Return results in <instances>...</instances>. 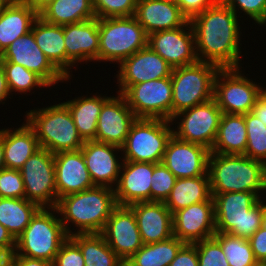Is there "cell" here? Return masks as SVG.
I'll return each instance as SVG.
<instances>
[{
    "label": "cell",
    "instance_id": "6da1fadb",
    "mask_svg": "<svg viewBox=\"0 0 266 266\" xmlns=\"http://www.w3.org/2000/svg\"><path fill=\"white\" fill-rule=\"evenodd\" d=\"M237 17L229 6L218 0L189 20L198 61L213 63L220 68H239L241 51Z\"/></svg>",
    "mask_w": 266,
    "mask_h": 266
},
{
    "label": "cell",
    "instance_id": "7a4b0ae2",
    "mask_svg": "<svg viewBox=\"0 0 266 266\" xmlns=\"http://www.w3.org/2000/svg\"><path fill=\"white\" fill-rule=\"evenodd\" d=\"M118 206L114 188L95 186L66 195L58 200L56 209L68 236L74 234L68 227L72 222L79 234L101 233L113 210Z\"/></svg>",
    "mask_w": 266,
    "mask_h": 266
},
{
    "label": "cell",
    "instance_id": "3957f363",
    "mask_svg": "<svg viewBox=\"0 0 266 266\" xmlns=\"http://www.w3.org/2000/svg\"><path fill=\"white\" fill-rule=\"evenodd\" d=\"M208 175L212 194L266 190V164L246 155L210 153Z\"/></svg>",
    "mask_w": 266,
    "mask_h": 266
},
{
    "label": "cell",
    "instance_id": "277c9868",
    "mask_svg": "<svg viewBox=\"0 0 266 266\" xmlns=\"http://www.w3.org/2000/svg\"><path fill=\"white\" fill-rule=\"evenodd\" d=\"M251 192L212 194L215 232L249 239L260 227L265 212L261 196Z\"/></svg>",
    "mask_w": 266,
    "mask_h": 266
},
{
    "label": "cell",
    "instance_id": "5b68a950",
    "mask_svg": "<svg viewBox=\"0 0 266 266\" xmlns=\"http://www.w3.org/2000/svg\"><path fill=\"white\" fill-rule=\"evenodd\" d=\"M26 116V122L34 130L40 148L55 154L77 151L84 145L71 112L64 103L31 110Z\"/></svg>",
    "mask_w": 266,
    "mask_h": 266
},
{
    "label": "cell",
    "instance_id": "8992f818",
    "mask_svg": "<svg viewBox=\"0 0 266 266\" xmlns=\"http://www.w3.org/2000/svg\"><path fill=\"white\" fill-rule=\"evenodd\" d=\"M54 212H57L56 207H41L36 212L16 238L15 254L51 263L54 261L62 243L69 237Z\"/></svg>",
    "mask_w": 266,
    "mask_h": 266
},
{
    "label": "cell",
    "instance_id": "52a82bcc",
    "mask_svg": "<svg viewBox=\"0 0 266 266\" xmlns=\"http://www.w3.org/2000/svg\"><path fill=\"white\" fill-rule=\"evenodd\" d=\"M220 67L213 63H196L173 68L172 117L181 111L203 104L214 97V82Z\"/></svg>",
    "mask_w": 266,
    "mask_h": 266
},
{
    "label": "cell",
    "instance_id": "ba28073f",
    "mask_svg": "<svg viewBox=\"0 0 266 266\" xmlns=\"http://www.w3.org/2000/svg\"><path fill=\"white\" fill-rule=\"evenodd\" d=\"M98 61L121 63L147 46L148 35L133 16L98 19Z\"/></svg>",
    "mask_w": 266,
    "mask_h": 266
},
{
    "label": "cell",
    "instance_id": "9c48e42d",
    "mask_svg": "<svg viewBox=\"0 0 266 266\" xmlns=\"http://www.w3.org/2000/svg\"><path fill=\"white\" fill-rule=\"evenodd\" d=\"M170 120L137 118L121 147L124 160L161 163L168 140L173 135Z\"/></svg>",
    "mask_w": 266,
    "mask_h": 266
},
{
    "label": "cell",
    "instance_id": "30bf717a",
    "mask_svg": "<svg viewBox=\"0 0 266 266\" xmlns=\"http://www.w3.org/2000/svg\"><path fill=\"white\" fill-rule=\"evenodd\" d=\"M240 68H220L214 82V97L222 113L244 115L252 112L261 88L242 76Z\"/></svg>",
    "mask_w": 266,
    "mask_h": 266
},
{
    "label": "cell",
    "instance_id": "8fae6325",
    "mask_svg": "<svg viewBox=\"0 0 266 266\" xmlns=\"http://www.w3.org/2000/svg\"><path fill=\"white\" fill-rule=\"evenodd\" d=\"M122 95L136 118L172 120L171 77L129 86Z\"/></svg>",
    "mask_w": 266,
    "mask_h": 266
},
{
    "label": "cell",
    "instance_id": "7c38bea8",
    "mask_svg": "<svg viewBox=\"0 0 266 266\" xmlns=\"http://www.w3.org/2000/svg\"><path fill=\"white\" fill-rule=\"evenodd\" d=\"M25 187V198L40 207H56L54 154L40 148L20 169Z\"/></svg>",
    "mask_w": 266,
    "mask_h": 266
},
{
    "label": "cell",
    "instance_id": "4fadbf2b",
    "mask_svg": "<svg viewBox=\"0 0 266 266\" xmlns=\"http://www.w3.org/2000/svg\"><path fill=\"white\" fill-rule=\"evenodd\" d=\"M221 115L222 111L214 99L181 111L172 117L171 122L175 118H182L177 131L173 129V135L211 150L217 136Z\"/></svg>",
    "mask_w": 266,
    "mask_h": 266
},
{
    "label": "cell",
    "instance_id": "5bb4252c",
    "mask_svg": "<svg viewBox=\"0 0 266 266\" xmlns=\"http://www.w3.org/2000/svg\"><path fill=\"white\" fill-rule=\"evenodd\" d=\"M147 45L173 68L198 61L196 49L193 46L195 37L190 21L182 27L149 34Z\"/></svg>",
    "mask_w": 266,
    "mask_h": 266
},
{
    "label": "cell",
    "instance_id": "9a60e30c",
    "mask_svg": "<svg viewBox=\"0 0 266 266\" xmlns=\"http://www.w3.org/2000/svg\"><path fill=\"white\" fill-rule=\"evenodd\" d=\"M100 234L124 263L144 245L136 216L129 206L118 205Z\"/></svg>",
    "mask_w": 266,
    "mask_h": 266
},
{
    "label": "cell",
    "instance_id": "2e32d148",
    "mask_svg": "<svg viewBox=\"0 0 266 266\" xmlns=\"http://www.w3.org/2000/svg\"><path fill=\"white\" fill-rule=\"evenodd\" d=\"M210 153L211 150L205 146L184 141L172 135L167 142L162 163L176 178L209 176Z\"/></svg>",
    "mask_w": 266,
    "mask_h": 266
},
{
    "label": "cell",
    "instance_id": "e0dca14e",
    "mask_svg": "<svg viewBox=\"0 0 266 266\" xmlns=\"http://www.w3.org/2000/svg\"><path fill=\"white\" fill-rule=\"evenodd\" d=\"M117 74L118 93L122 94L129 86L145 81L171 77L173 67L148 45L124 59Z\"/></svg>",
    "mask_w": 266,
    "mask_h": 266
},
{
    "label": "cell",
    "instance_id": "ac0fdd59",
    "mask_svg": "<svg viewBox=\"0 0 266 266\" xmlns=\"http://www.w3.org/2000/svg\"><path fill=\"white\" fill-rule=\"evenodd\" d=\"M0 62L22 65L39 75L49 86L67 81L38 47L31 31L13 41L0 55Z\"/></svg>",
    "mask_w": 266,
    "mask_h": 266
},
{
    "label": "cell",
    "instance_id": "d6986e66",
    "mask_svg": "<svg viewBox=\"0 0 266 266\" xmlns=\"http://www.w3.org/2000/svg\"><path fill=\"white\" fill-rule=\"evenodd\" d=\"M215 234L214 201L192 204L173 214V236L184 243L194 244Z\"/></svg>",
    "mask_w": 266,
    "mask_h": 266
},
{
    "label": "cell",
    "instance_id": "ffe728a7",
    "mask_svg": "<svg viewBox=\"0 0 266 266\" xmlns=\"http://www.w3.org/2000/svg\"><path fill=\"white\" fill-rule=\"evenodd\" d=\"M136 116L120 93L103 104L98 117L95 141L122 147Z\"/></svg>",
    "mask_w": 266,
    "mask_h": 266
},
{
    "label": "cell",
    "instance_id": "44dd1931",
    "mask_svg": "<svg viewBox=\"0 0 266 266\" xmlns=\"http://www.w3.org/2000/svg\"><path fill=\"white\" fill-rule=\"evenodd\" d=\"M64 44L66 46V79L70 80L69 70L71 68L69 67H73L77 62L98 61V18L64 25Z\"/></svg>",
    "mask_w": 266,
    "mask_h": 266
},
{
    "label": "cell",
    "instance_id": "7402d4cb",
    "mask_svg": "<svg viewBox=\"0 0 266 266\" xmlns=\"http://www.w3.org/2000/svg\"><path fill=\"white\" fill-rule=\"evenodd\" d=\"M122 162L123 170H120L119 180L114 189L117 204L129 206L136 202L151 201L154 163Z\"/></svg>",
    "mask_w": 266,
    "mask_h": 266
},
{
    "label": "cell",
    "instance_id": "603a6c76",
    "mask_svg": "<svg viewBox=\"0 0 266 266\" xmlns=\"http://www.w3.org/2000/svg\"><path fill=\"white\" fill-rule=\"evenodd\" d=\"M54 164L57 203L66 195L95 187L81 149L55 153Z\"/></svg>",
    "mask_w": 266,
    "mask_h": 266
},
{
    "label": "cell",
    "instance_id": "cb8c5ba5",
    "mask_svg": "<svg viewBox=\"0 0 266 266\" xmlns=\"http://www.w3.org/2000/svg\"><path fill=\"white\" fill-rule=\"evenodd\" d=\"M119 150L121 148L118 146L95 140L84 142L81 151L95 186L114 188L117 185L122 163H119L114 152Z\"/></svg>",
    "mask_w": 266,
    "mask_h": 266
},
{
    "label": "cell",
    "instance_id": "d4e9b609",
    "mask_svg": "<svg viewBox=\"0 0 266 266\" xmlns=\"http://www.w3.org/2000/svg\"><path fill=\"white\" fill-rule=\"evenodd\" d=\"M133 210L144 244L157 243L173 236V214L164 202H136Z\"/></svg>",
    "mask_w": 266,
    "mask_h": 266
},
{
    "label": "cell",
    "instance_id": "484cf974",
    "mask_svg": "<svg viewBox=\"0 0 266 266\" xmlns=\"http://www.w3.org/2000/svg\"><path fill=\"white\" fill-rule=\"evenodd\" d=\"M134 17L147 35L182 27L189 21L175 0H137Z\"/></svg>",
    "mask_w": 266,
    "mask_h": 266
},
{
    "label": "cell",
    "instance_id": "4316f807",
    "mask_svg": "<svg viewBox=\"0 0 266 266\" xmlns=\"http://www.w3.org/2000/svg\"><path fill=\"white\" fill-rule=\"evenodd\" d=\"M38 14L24 1L17 0L13 5L0 11V55L17 38L31 31Z\"/></svg>",
    "mask_w": 266,
    "mask_h": 266
},
{
    "label": "cell",
    "instance_id": "83f0119b",
    "mask_svg": "<svg viewBox=\"0 0 266 266\" xmlns=\"http://www.w3.org/2000/svg\"><path fill=\"white\" fill-rule=\"evenodd\" d=\"M5 167L20 170L23 164L40 149L34 130L27 124L15 129H3Z\"/></svg>",
    "mask_w": 266,
    "mask_h": 266
},
{
    "label": "cell",
    "instance_id": "f1b7e54d",
    "mask_svg": "<svg viewBox=\"0 0 266 266\" xmlns=\"http://www.w3.org/2000/svg\"><path fill=\"white\" fill-rule=\"evenodd\" d=\"M38 47L51 64L66 78L64 25H54L38 17L31 28Z\"/></svg>",
    "mask_w": 266,
    "mask_h": 266
},
{
    "label": "cell",
    "instance_id": "f546056e",
    "mask_svg": "<svg viewBox=\"0 0 266 266\" xmlns=\"http://www.w3.org/2000/svg\"><path fill=\"white\" fill-rule=\"evenodd\" d=\"M247 133L244 115L222 113L211 153L244 155Z\"/></svg>",
    "mask_w": 266,
    "mask_h": 266
},
{
    "label": "cell",
    "instance_id": "4dcf8cb0",
    "mask_svg": "<svg viewBox=\"0 0 266 266\" xmlns=\"http://www.w3.org/2000/svg\"><path fill=\"white\" fill-rule=\"evenodd\" d=\"M214 201L209 176L177 178L169 197L164 202L172 214L192 204Z\"/></svg>",
    "mask_w": 266,
    "mask_h": 266
},
{
    "label": "cell",
    "instance_id": "1f68e13d",
    "mask_svg": "<svg viewBox=\"0 0 266 266\" xmlns=\"http://www.w3.org/2000/svg\"><path fill=\"white\" fill-rule=\"evenodd\" d=\"M80 98V99H79ZM64 104L68 107L83 141L95 140L98 117L103 104L110 98L105 96L79 97Z\"/></svg>",
    "mask_w": 266,
    "mask_h": 266
},
{
    "label": "cell",
    "instance_id": "d6a6232c",
    "mask_svg": "<svg viewBox=\"0 0 266 266\" xmlns=\"http://www.w3.org/2000/svg\"><path fill=\"white\" fill-rule=\"evenodd\" d=\"M38 16L47 23L62 26L96 18L92 0H54Z\"/></svg>",
    "mask_w": 266,
    "mask_h": 266
},
{
    "label": "cell",
    "instance_id": "836d02e7",
    "mask_svg": "<svg viewBox=\"0 0 266 266\" xmlns=\"http://www.w3.org/2000/svg\"><path fill=\"white\" fill-rule=\"evenodd\" d=\"M69 237L79 246L85 266H124L100 233H74Z\"/></svg>",
    "mask_w": 266,
    "mask_h": 266
},
{
    "label": "cell",
    "instance_id": "e575fe53",
    "mask_svg": "<svg viewBox=\"0 0 266 266\" xmlns=\"http://www.w3.org/2000/svg\"><path fill=\"white\" fill-rule=\"evenodd\" d=\"M40 208L26 198H0V223L16 239Z\"/></svg>",
    "mask_w": 266,
    "mask_h": 266
},
{
    "label": "cell",
    "instance_id": "d590c367",
    "mask_svg": "<svg viewBox=\"0 0 266 266\" xmlns=\"http://www.w3.org/2000/svg\"><path fill=\"white\" fill-rule=\"evenodd\" d=\"M184 244L175 236L157 243L144 244L124 266H169Z\"/></svg>",
    "mask_w": 266,
    "mask_h": 266
},
{
    "label": "cell",
    "instance_id": "8d00e7d4",
    "mask_svg": "<svg viewBox=\"0 0 266 266\" xmlns=\"http://www.w3.org/2000/svg\"><path fill=\"white\" fill-rule=\"evenodd\" d=\"M213 237L220 243L230 266H253L257 262L248 239L228 233H216Z\"/></svg>",
    "mask_w": 266,
    "mask_h": 266
},
{
    "label": "cell",
    "instance_id": "74e56055",
    "mask_svg": "<svg viewBox=\"0 0 266 266\" xmlns=\"http://www.w3.org/2000/svg\"><path fill=\"white\" fill-rule=\"evenodd\" d=\"M247 145L244 155L266 164V125L253 113L244 114Z\"/></svg>",
    "mask_w": 266,
    "mask_h": 266
},
{
    "label": "cell",
    "instance_id": "f35d334b",
    "mask_svg": "<svg viewBox=\"0 0 266 266\" xmlns=\"http://www.w3.org/2000/svg\"><path fill=\"white\" fill-rule=\"evenodd\" d=\"M5 72L8 88L12 91L24 93L30 92L33 87L49 85L36 73L26 69L22 65L12 62H0Z\"/></svg>",
    "mask_w": 266,
    "mask_h": 266
},
{
    "label": "cell",
    "instance_id": "ab89813d",
    "mask_svg": "<svg viewBox=\"0 0 266 266\" xmlns=\"http://www.w3.org/2000/svg\"><path fill=\"white\" fill-rule=\"evenodd\" d=\"M151 186V201L165 202L169 197L177 178L161 162L154 164Z\"/></svg>",
    "mask_w": 266,
    "mask_h": 266
},
{
    "label": "cell",
    "instance_id": "60d3db41",
    "mask_svg": "<svg viewBox=\"0 0 266 266\" xmlns=\"http://www.w3.org/2000/svg\"><path fill=\"white\" fill-rule=\"evenodd\" d=\"M96 18L133 16L137 0H92Z\"/></svg>",
    "mask_w": 266,
    "mask_h": 266
},
{
    "label": "cell",
    "instance_id": "b9f144b4",
    "mask_svg": "<svg viewBox=\"0 0 266 266\" xmlns=\"http://www.w3.org/2000/svg\"><path fill=\"white\" fill-rule=\"evenodd\" d=\"M198 266H230L220 243L210 237L196 242Z\"/></svg>",
    "mask_w": 266,
    "mask_h": 266
},
{
    "label": "cell",
    "instance_id": "7bdbcfd3",
    "mask_svg": "<svg viewBox=\"0 0 266 266\" xmlns=\"http://www.w3.org/2000/svg\"><path fill=\"white\" fill-rule=\"evenodd\" d=\"M0 198H25L20 170L4 168L0 171Z\"/></svg>",
    "mask_w": 266,
    "mask_h": 266
},
{
    "label": "cell",
    "instance_id": "ee69618b",
    "mask_svg": "<svg viewBox=\"0 0 266 266\" xmlns=\"http://www.w3.org/2000/svg\"><path fill=\"white\" fill-rule=\"evenodd\" d=\"M237 15L240 10L249 15L259 25L266 24V0H222ZM237 6V8H236ZM238 9V11H237Z\"/></svg>",
    "mask_w": 266,
    "mask_h": 266
},
{
    "label": "cell",
    "instance_id": "f6af8a7d",
    "mask_svg": "<svg viewBox=\"0 0 266 266\" xmlns=\"http://www.w3.org/2000/svg\"><path fill=\"white\" fill-rule=\"evenodd\" d=\"M52 266H85L79 246L70 237L62 243Z\"/></svg>",
    "mask_w": 266,
    "mask_h": 266
},
{
    "label": "cell",
    "instance_id": "bcb514c9",
    "mask_svg": "<svg viewBox=\"0 0 266 266\" xmlns=\"http://www.w3.org/2000/svg\"><path fill=\"white\" fill-rule=\"evenodd\" d=\"M181 12L190 20L213 6L218 0H175Z\"/></svg>",
    "mask_w": 266,
    "mask_h": 266
},
{
    "label": "cell",
    "instance_id": "7dc6e473",
    "mask_svg": "<svg viewBox=\"0 0 266 266\" xmlns=\"http://www.w3.org/2000/svg\"><path fill=\"white\" fill-rule=\"evenodd\" d=\"M169 266H198L196 244L185 243Z\"/></svg>",
    "mask_w": 266,
    "mask_h": 266
},
{
    "label": "cell",
    "instance_id": "c3c4849f",
    "mask_svg": "<svg viewBox=\"0 0 266 266\" xmlns=\"http://www.w3.org/2000/svg\"><path fill=\"white\" fill-rule=\"evenodd\" d=\"M257 262H266V229L260 227L248 239Z\"/></svg>",
    "mask_w": 266,
    "mask_h": 266
},
{
    "label": "cell",
    "instance_id": "681fc988",
    "mask_svg": "<svg viewBox=\"0 0 266 266\" xmlns=\"http://www.w3.org/2000/svg\"><path fill=\"white\" fill-rule=\"evenodd\" d=\"M11 266H52V263L42 259L28 258L13 253Z\"/></svg>",
    "mask_w": 266,
    "mask_h": 266
},
{
    "label": "cell",
    "instance_id": "f907efd6",
    "mask_svg": "<svg viewBox=\"0 0 266 266\" xmlns=\"http://www.w3.org/2000/svg\"><path fill=\"white\" fill-rule=\"evenodd\" d=\"M252 112L266 125V89L261 88L258 101Z\"/></svg>",
    "mask_w": 266,
    "mask_h": 266
},
{
    "label": "cell",
    "instance_id": "816d5d0a",
    "mask_svg": "<svg viewBox=\"0 0 266 266\" xmlns=\"http://www.w3.org/2000/svg\"><path fill=\"white\" fill-rule=\"evenodd\" d=\"M15 246H16V239L0 223V247L15 248Z\"/></svg>",
    "mask_w": 266,
    "mask_h": 266
},
{
    "label": "cell",
    "instance_id": "f5cc1de1",
    "mask_svg": "<svg viewBox=\"0 0 266 266\" xmlns=\"http://www.w3.org/2000/svg\"><path fill=\"white\" fill-rule=\"evenodd\" d=\"M8 96H10V91L5 77V72L0 64V103L1 101L6 100Z\"/></svg>",
    "mask_w": 266,
    "mask_h": 266
},
{
    "label": "cell",
    "instance_id": "db71d44e",
    "mask_svg": "<svg viewBox=\"0 0 266 266\" xmlns=\"http://www.w3.org/2000/svg\"><path fill=\"white\" fill-rule=\"evenodd\" d=\"M15 248L0 247V266H11V258Z\"/></svg>",
    "mask_w": 266,
    "mask_h": 266
},
{
    "label": "cell",
    "instance_id": "11a10c76",
    "mask_svg": "<svg viewBox=\"0 0 266 266\" xmlns=\"http://www.w3.org/2000/svg\"><path fill=\"white\" fill-rule=\"evenodd\" d=\"M37 14L51 4L54 0H24Z\"/></svg>",
    "mask_w": 266,
    "mask_h": 266
},
{
    "label": "cell",
    "instance_id": "9f6ffc18",
    "mask_svg": "<svg viewBox=\"0 0 266 266\" xmlns=\"http://www.w3.org/2000/svg\"><path fill=\"white\" fill-rule=\"evenodd\" d=\"M5 167L4 148H3V129L0 130V171Z\"/></svg>",
    "mask_w": 266,
    "mask_h": 266
},
{
    "label": "cell",
    "instance_id": "6f0895ef",
    "mask_svg": "<svg viewBox=\"0 0 266 266\" xmlns=\"http://www.w3.org/2000/svg\"><path fill=\"white\" fill-rule=\"evenodd\" d=\"M17 0H0V11L6 7L13 5Z\"/></svg>",
    "mask_w": 266,
    "mask_h": 266
},
{
    "label": "cell",
    "instance_id": "680465c9",
    "mask_svg": "<svg viewBox=\"0 0 266 266\" xmlns=\"http://www.w3.org/2000/svg\"><path fill=\"white\" fill-rule=\"evenodd\" d=\"M261 227L266 229V205H265V212H264L263 217H262Z\"/></svg>",
    "mask_w": 266,
    "mask_h": 266
},
{
    "label": "cell",
    "instance_id": "91938a15",
    "mask_svg": "<svg viewBox=\"0 0 266 266\" xmlns=\"http://www.w3.org/2000/svg\"><path fill=\"white\" fill-rule=\"evenodd\" d=\"M253 266H266V262H256Z\"/></svg>",
    "mask_w": 266,
    "mask_h": 266
}]
</instances>
